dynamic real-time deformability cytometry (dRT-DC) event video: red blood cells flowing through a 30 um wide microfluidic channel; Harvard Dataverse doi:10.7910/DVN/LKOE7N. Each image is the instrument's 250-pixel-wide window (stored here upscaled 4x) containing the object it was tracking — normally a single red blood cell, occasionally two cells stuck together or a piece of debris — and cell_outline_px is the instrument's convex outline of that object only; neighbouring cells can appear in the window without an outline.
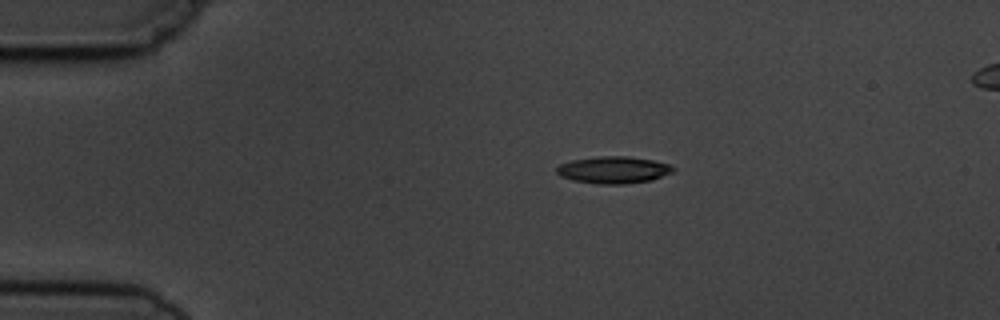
{"species": "common noctule bat (a hibernating species)", "species_latin": "Nyctalus noctula", "temperature_condition": "cold", "stored_images_in_passage": 11, "camera_frame_rate_fps": 3000, "um_per_image_px": 0.085, "animal": {"sex": "male", "body_mass_g": 19.5, "forearm_length_mm": 54.6}, "frame": {"image": 1, "passage_image": 3, "time_ms": 3.333, "image_size_px": [1000, 320], "cell_outline_px": [[676, 172], [652, 180], [624, 184], [596, 184], [572, 180], [560, 176], [556, 172], [556, 168], [560, 164], [572, 160], [600, 156], [628, 156], [652, 160], [668, 164], [676, 168]], "centroid_in_image_um": [52.17, 14.45], "position_along_channel_um": 32.8, "area_um2": 18.5}}
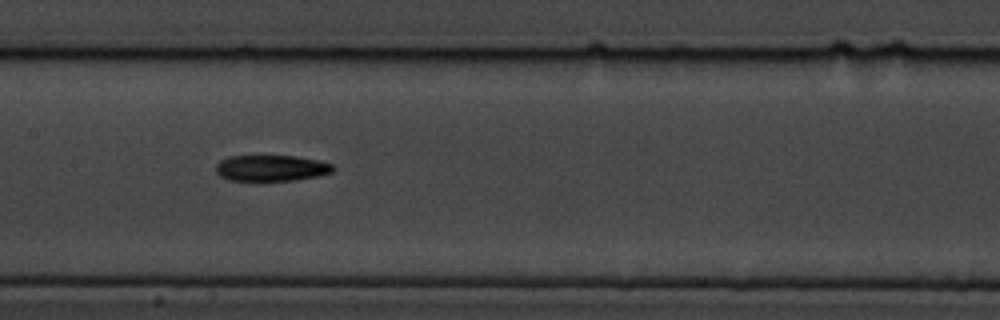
{"frame": {"image": 2, "passage_image": 8, "time_ms": 8.667, "image_size_px": [1000, 320], "cell_outline_px": [[336, 168], [332, 172], [316, 176], [292, 180], [228, 180], [220, 176], [216, 172], [216, 164], [220, 160], [232, 156], [296, 156], [316, 160], [332, 164]], "centroid_in_image_um": [23.04, 14.28], "position_along_channel_um": 184.4, "area_um2": 17.57}}
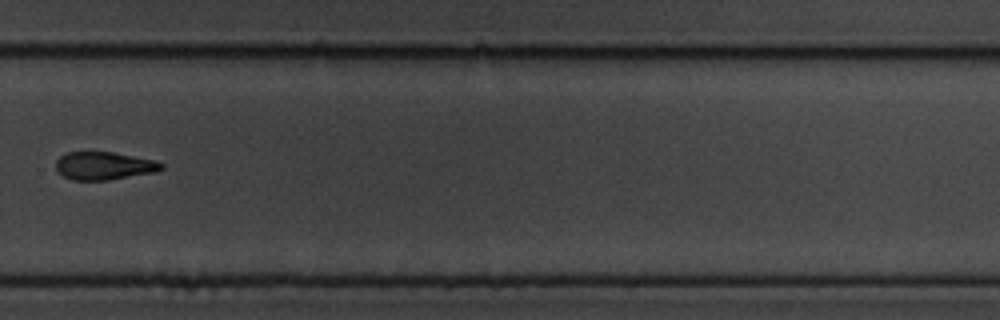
{"frame": {"image": 3, "passage_image": 11, "time_ms": 12.333, "image_size_px": [1000, 320], "cell_outline_px": [[164, 168], [156, 172], [108, 180], [72, 180], [64, 176], [56, 168], [56, 160], [60, 156], [68, 152], [112, 152], [156, 160], [164, 164]], "centroid_in_image_um": [8.87, 14.09], "position_along_channel_um": 320.9, "area_um2": 17.17}}